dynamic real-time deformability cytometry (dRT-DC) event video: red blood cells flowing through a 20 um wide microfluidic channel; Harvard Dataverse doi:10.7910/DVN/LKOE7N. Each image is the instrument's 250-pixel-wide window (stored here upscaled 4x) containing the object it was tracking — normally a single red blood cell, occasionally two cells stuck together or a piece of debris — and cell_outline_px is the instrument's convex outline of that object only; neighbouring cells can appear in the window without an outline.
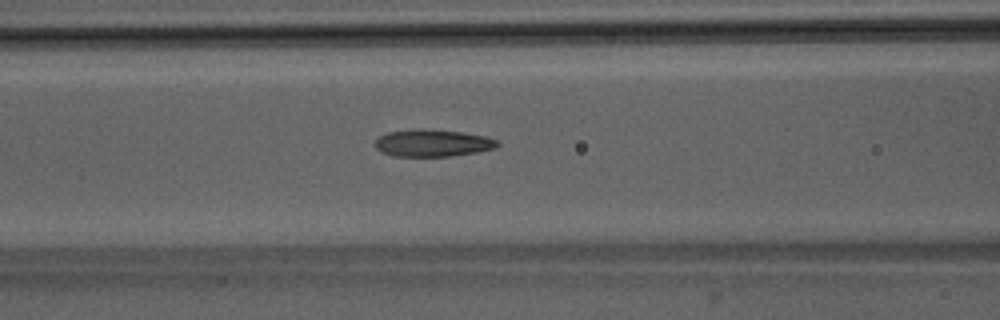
{"species": "Egyptian fruit bat (a non-hibernating species)", "species_latin": "Rousettus aegyptiacus", "temperature_condition": "room temperature", "stored_images_in_passage": 48, "camera_frame_rate_fps": 3000, "um_per_image_px": 0.085, "animal": {"sex": "male"}, "frame": {"image": 1, "passage_image": 18, "time_ms": 5.667, "image_size_px": [1000, 320], "cell_outline_px": [[500, 144], [496, 148], [476, 152], [448, 156], [396, 156], [380, 152], [372, 144], [380, 136], [388, 132], [412, 128], [424, 128], [464, 132], [488, 136], [500, 140]], "centroid_in_image_um": [36.79, 12.14], "position_along_channel_um": 129.8, "area_um2": 19.77}}
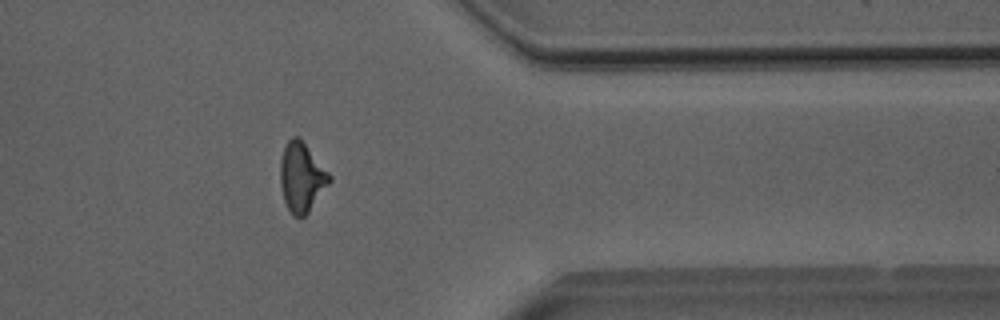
{"frame": {"image": 2, "passage_image": 38, "time_ms": 12.333, "image_size_px": [1000, 320], "cell_outline_px": [[332, 180], [308, 212], [304, 216], [292, 216], [284, 200], [280, 184], [280, 160], [284, 148], [288, 140], [292, 136], [300, 136], [332, 176]], "centroid_in_image_um": [25.64, 15.03], "position_along_channel_um": 385.8, "area_um2": 19.94}}
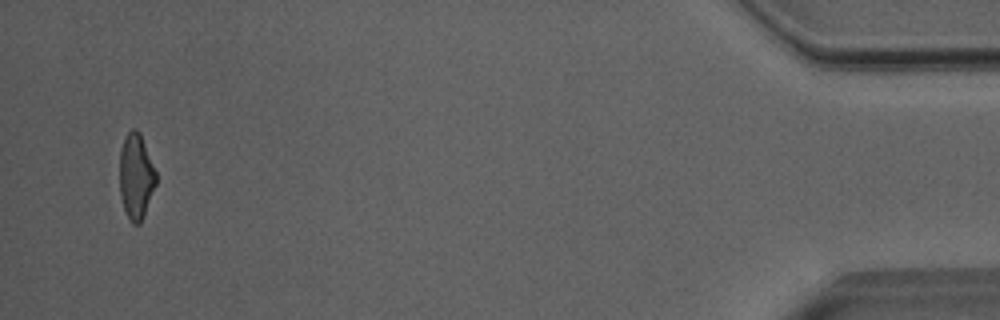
{"frame": {"image": 3, "passage_image": 46, "time_ms": 15.0, "image_size_px": [1000, 320], "cell_outline_px": [[156, 184], [144, 216], [140, 224], [132, 224], [124, 212], [120, 196], [120, 148], [124, 136], [132, 128], [136, 128], [140, 132], [156, 172]], "centroid_in_image_um": [11.55, 15.0], "position_along_channel_um": 423.7, "area_um2": 18.38}, "authors_computed_cell_mechanics": {"area_um2": 19.3052, "velocity_mm_per_s": 4.0441, "shape_relaxation_time_tau1_ms": null, "shape_relaxation_time_tau2_ms": 2.5809, "deformation_change_tau1": null, "deformation_change_tau2": 0.1246}}